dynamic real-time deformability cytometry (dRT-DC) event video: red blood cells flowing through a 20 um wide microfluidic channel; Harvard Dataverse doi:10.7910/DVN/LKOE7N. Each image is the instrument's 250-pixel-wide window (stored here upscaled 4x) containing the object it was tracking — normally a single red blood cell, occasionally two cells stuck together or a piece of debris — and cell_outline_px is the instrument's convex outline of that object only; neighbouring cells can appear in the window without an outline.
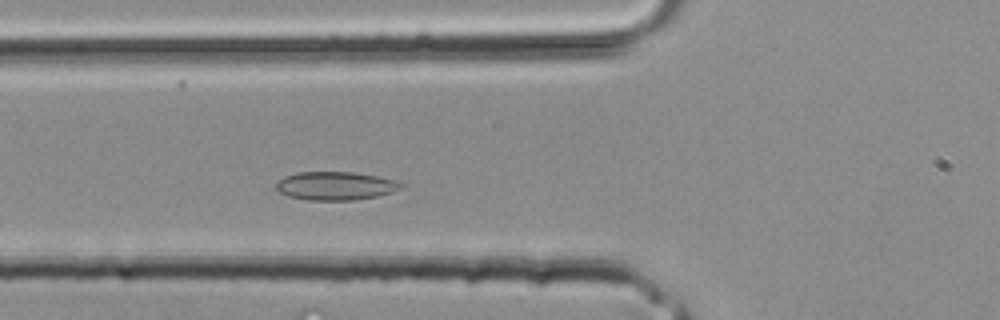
{"species": "common noctule bat (a hibernating species)", "species_latin": "Nyctalus noctula", "temperature_condition": "room temperature", "stored_images_in_passage": 28, "camera_frame_rate_fps": 3000, "um_per_image_px": 0.085, "animal": {"sex": "male", "body_mass_g": 20.4}, "frame": {"image": 1, "passage_image": 6, "time_ms": 1.667, "image_size_px": [1000, 320], "cell_outline_px": [[404, 188], [392, 192], [376, 196], [352, 200], [308, 200], [288, 196], [280, 192], [276, 188], [276, 184], [284, 176], [296, 172], [352, 172], [376, 176], [396, 180], [404, 184]], "centroid_in_image_um": [28.53, 15.79], "position_along_channel_um": 97.3, "area_um2": 20.63}}
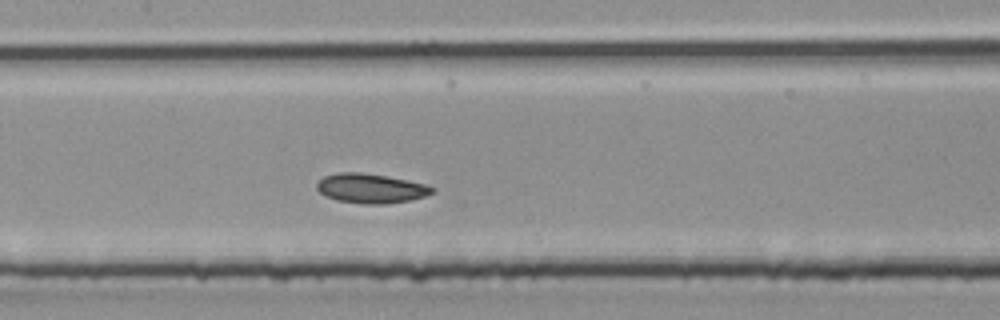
{"frame": {"image": 2, "passage_image": 10, "time_ms": 3.0, "image_size_px": [1000, 320], "cell_outline_px": [[436, 192], [424, 196], [408, 200], [384, 204], [364, 204], [336, 200], [324, 196], [316, 188], [316, 184], [324, 176], [340, 172], [360, 172], [388, 176], [424, 184], [436, 188]], "centroid_in_image_um": [31.5, 16.01], "position_along_channel_um": 175.9, "area_um2": 19.83}}
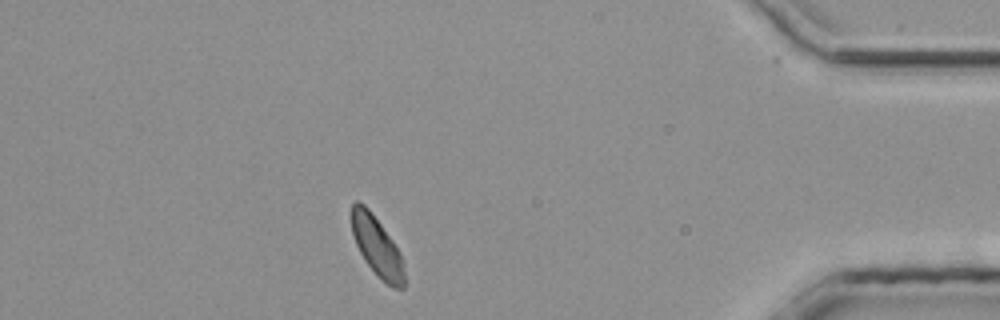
{"frame": {"image": 3, "passage_image": 24, "time_ms": 7.667, "image_size_px": [1000, 320], "cell_outline_px": [[404, 288], [392, 288], [380, 280], [376, 276], [364, 260], [356, 244], [352, 232], [352, 204], [356, 200], [364, 204], [368, 208], [392, 240], [400, 252], [404, 272]], "centroid_in_image_um": [32.04, 20.99], "position_along_channel_um": 403.2, "area_um2": 18.21}}